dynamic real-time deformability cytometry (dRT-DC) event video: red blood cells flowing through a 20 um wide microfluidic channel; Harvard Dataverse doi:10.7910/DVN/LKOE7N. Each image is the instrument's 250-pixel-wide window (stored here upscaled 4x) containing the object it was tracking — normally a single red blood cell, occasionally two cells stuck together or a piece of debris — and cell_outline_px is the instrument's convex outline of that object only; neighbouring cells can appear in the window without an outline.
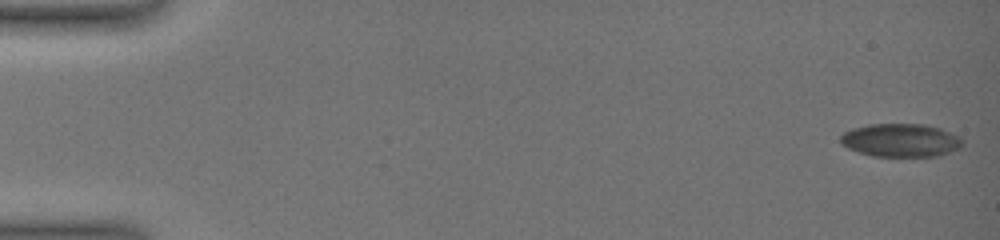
{"species": "common noctule bat (a hibernating species)", "species_latin": "Nyctalus noctula", "temperature_condition": "warm", "stored_images_in_passage": 16, "camera_frame_rate_fps": 3000, "um_per_image_px": 0.085, "animal": {"sex": "female", "body_mass_g": 19.0, "forearm_length_mm": 51.5}, "frame": {"image": 1, "passage_image": 1, "time_ms": 0.0, "image_size_px": [1000, 240], "cell_outline_px": [[964, 140], [960, 148], [936, 156], [872, 156], [848, 148], [840, 144], [840, 136], [844, 132], [852, 128], [868, 124], [924, 124], [940, 128]], "centroid_in_image_um": [76.52, 11.92], "position_along_channel_um": 8.5, "area_um2": 23.52}}
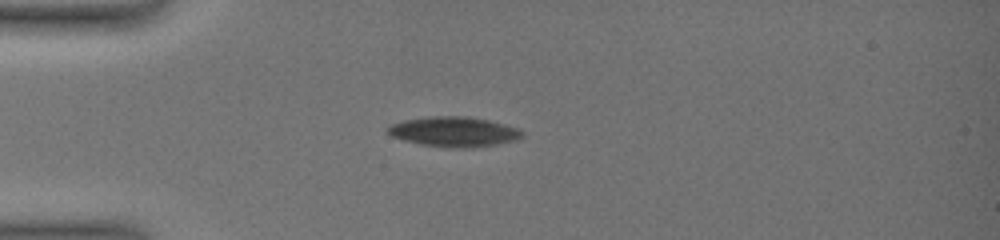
{"frame": {"image": 2, "passage_image": 12, "time_ms": 5.0, "image_size_px": [1000, 240], "cell_outline_px": [[524, 136], [516, 140], [476, 148], [448, 148], [420, 144], [404, 140], [392, 136], [384, 128], [392, 124], [404, 120], [428, 116], [468, 116], [488, 120], [520, 128], [524, 132]], "centroid_in_image_um": [38.61, 11.2], "position_along_channel_um": 46.4, "area_um2": 23.76}}
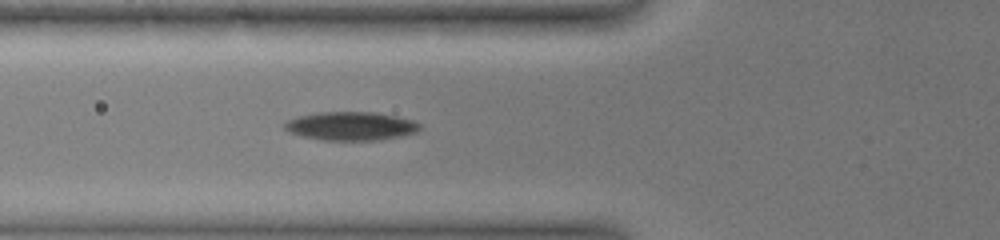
{"frame": {"image": 3, "passage_image": 16, "time_ms": 7.0, "image_size_px": [1000, 240], "cell_outline_px": [[420, 128], [416, 132], [404, 136], [380, 140], [324, 140], [304, 136], [288, 132], [284, 128], [284, 124], [288, 120], [296, 116], [320, 112], [376, 112], [416, 120], [420, 124]], "centroid_in_image_um": [29.86, 10.71], "position_along_channel_um": 95.9, "area_um2": 22.66}}